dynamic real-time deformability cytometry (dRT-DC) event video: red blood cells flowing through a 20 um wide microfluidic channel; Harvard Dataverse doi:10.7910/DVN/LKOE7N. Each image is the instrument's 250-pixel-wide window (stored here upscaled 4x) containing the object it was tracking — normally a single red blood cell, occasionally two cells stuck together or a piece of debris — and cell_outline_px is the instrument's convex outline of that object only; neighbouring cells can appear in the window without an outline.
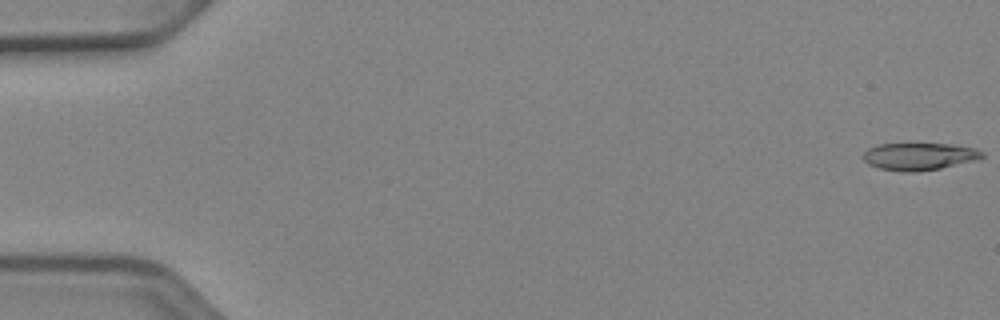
{"species": "Egyptian fruit bat (a non-hibernating species)", "species_latin": "Rousettus aegyptiacus", "temperature_condition": "cold", "stored_images_in_passage": 52, "camera_frame_rate_fps": 3000, "um_per_image_px": 0.085, "animal": {"sex": "female"}, "frame": {"image": 1, "passage_image": 1, "time_ms": 0.0, "image_size_px": [1000, 320], "cell_outline_px": [[984, 156], [976, 160], [940, 168], [916, 172], [904, 172], [880, 168], [868, 164], [864, 160], [864, 152], [868, 148], [880, 144], [952, 144], [976, 148], [984, 152]], "centroid_in_image_um": [78.16, 13.29], "position_along_channel_um": 6.8, "area_um2": 18.84}}
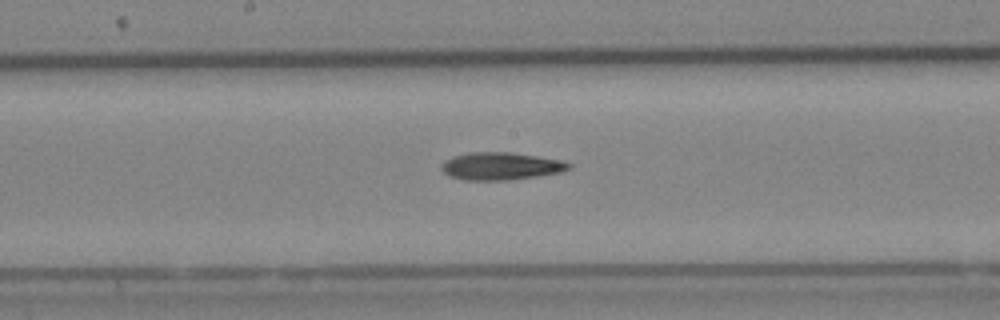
{"frame": {"image": 2, "passage_image": 28, "time_ms": 9.0, "image_size_px": [1000, 320], "cell_outline_px": [[572, 168], [560, 172], [536, 176], [508, 180], [464, 180], [448, 176], [440, 168], [440, 164], [444, 160], [452, 156], [468, 152], [508, 152], [536, 156], [560, 160], [572, 164]], "centroid_in_image_um": [42.51, 14.12], "position_along_channel_um": 205.7, "area_um2": 20.52}}
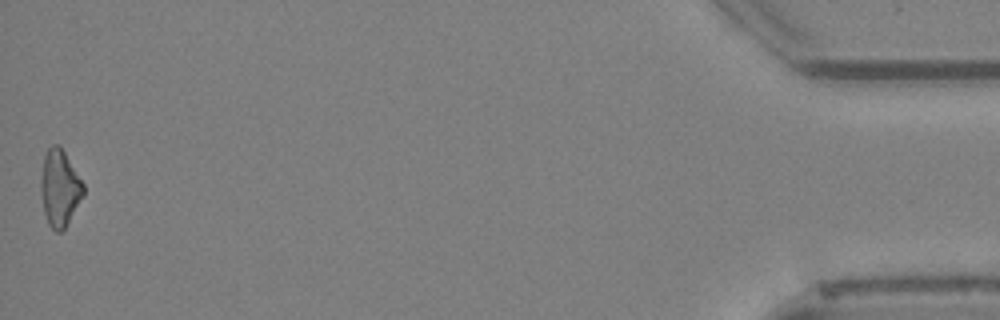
{"frame": {"image": 3, "passage_image": 52, "time_ms": 17.0, "image_size_px": [1000, 320], "cell_outline_px": [[84, 196], [64, 228], [60, 232], [56, 232], [48, 224], [44, 212], [40, 188], [40, 180], [44, 156], [48, 148], [52, 144], [60, 144], [84, 184]], "centroid_in_image_um": [5.07, 15.96], "position_along_channel_um": 430.1, "area_um2": 19.02}}